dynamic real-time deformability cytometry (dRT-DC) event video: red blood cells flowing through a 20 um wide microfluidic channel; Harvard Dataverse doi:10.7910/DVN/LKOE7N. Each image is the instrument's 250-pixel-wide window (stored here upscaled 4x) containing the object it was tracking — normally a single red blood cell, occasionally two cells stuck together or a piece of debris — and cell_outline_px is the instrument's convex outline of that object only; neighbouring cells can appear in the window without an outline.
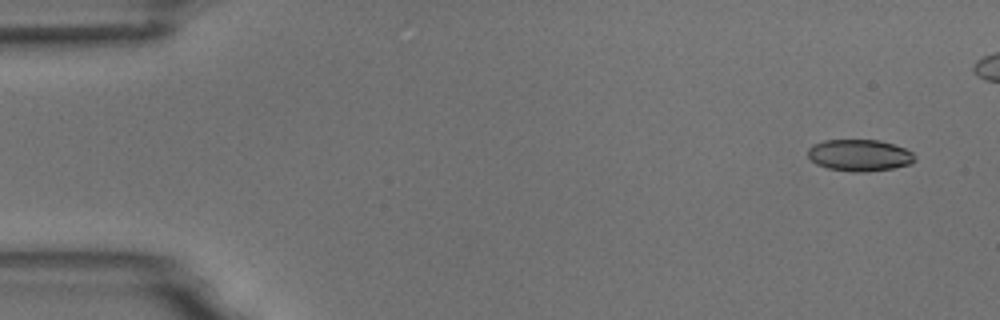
{"species": "common noctule bat (a hibernating species)", "species_latin": "Nyctalus noctula", "temperature_condition": "room temperature", "stored_images_in_passage": 6, "camera_frame_rate_fps": 3000, "um_per_image_px": 0.085, "animal": {"sex": "male", "body_mass_g": 18.8}, "frame": {"image": 1, "passage_image": 1, "time_ms": 0.0, "image_size_px": [1000, 320], "cell_outline_px": [[916, 160], [908, 164], [892, 168], [868, 172], [856, 172], [828, 168], [816, 164], [808, 156], [808, 148], [812, 144], [824, 140], [880, 140], [904, 148], [912, 152], [916, 156]], "centroid_in_image_um": [73.05, 13.19], "position_along_channel_um": 12.0, "area_um2": 19.71}}